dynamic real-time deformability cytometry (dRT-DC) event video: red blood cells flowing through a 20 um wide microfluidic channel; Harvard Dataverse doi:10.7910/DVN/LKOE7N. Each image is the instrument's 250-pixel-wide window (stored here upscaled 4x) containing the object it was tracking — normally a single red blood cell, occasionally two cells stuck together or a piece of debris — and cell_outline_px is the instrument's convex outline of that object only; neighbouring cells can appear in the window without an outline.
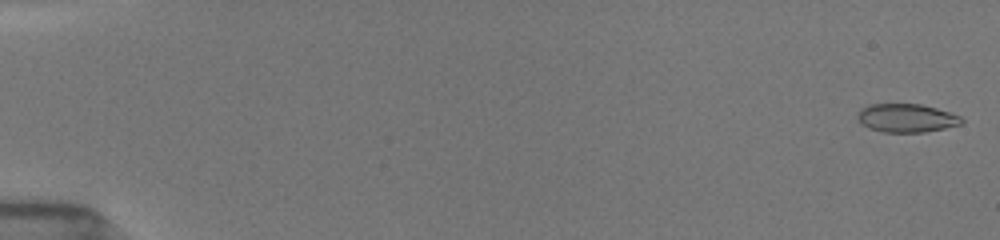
{"species": "common noctule bat (a hibernating species)", "species_latin": "Nyctalus noctula", "temperature_condition": "room temperature", "stored_images_in_passage": 53, "camera_frame_rate_fps": 3000, "um_per_image_px": 0.085, "animal": {"sex": "female", "body_mass_g": 19.5, "forearm_length_mm": 54.1}, "frame": {"image": 1, "passage_image": 1, "time_ms": 0.0, "image_size_px": [1000, 240], "cell_outline_px": [[964, 120], [960, 124], [944, 128], [924, 132], [884, 132], [868, 128], [856, 116], [860, 108], [868, 104], [920, 104], [936, 108], [960, 116]], "centroid_in_image_um": [77.03, 10.02], "position_along_channel_um": 8.0, "area_um2": 17.11}}
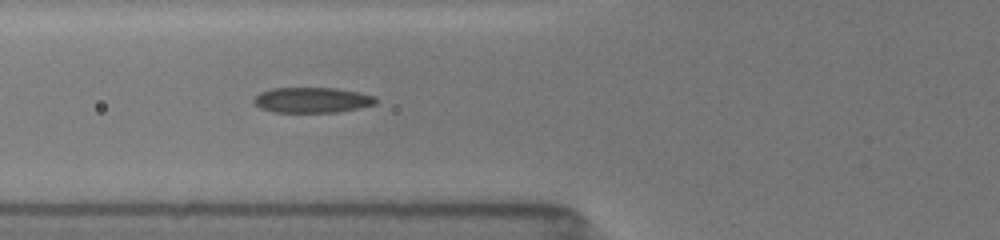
{"frame": {"image": 2, "passage_image": 21, "time_ms": 6.667, "image_size_px": [1000, 240], "cell_outline_px": [[376, 104], [336, 112], [272, 112], [260, 108], [252, 100], [260, 92], [272, 88], [336, 88], [360, 92], [376, 96]], "centroid_in_image_um": [26.52, 8.5], "position_along_channel_um": 99.3, "area_um2": 18.03}}
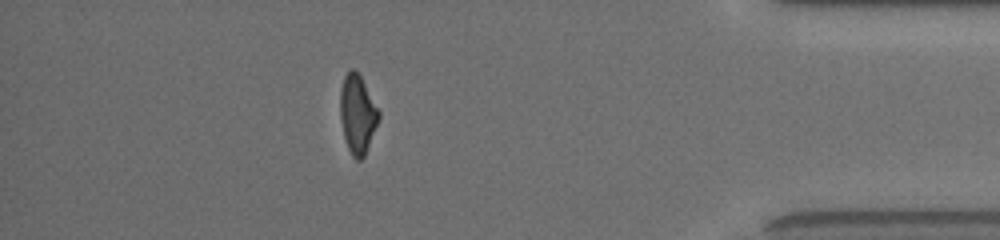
{"frame": {"image": 3, "passage_image": 47, "time_ms": 15.333, "image_size_px": [1000, 240], "cell_outline_px": [[380, 116], [364, 156], [360, 160], [356, 160], [352, 156], [348, 148], [344, 136], [340, 120], [340, 88], [344, 76], [352, 68], [360, 76], [380, 112]], "centroid_in_image_um": [30.37, 9.71], "position_along_channel_um": 404.8, "area_um2": 17.4}, "authors_computed_cell_mechanics": {"area_um2": 17.8602, "velocity_mm_per_s": 3.9356, "shape_relaxation_time_tau1_ms": 4.5659, "shape_relaxation_time_tau2_ms": 1.5242, "deformation_change_tau1": 0.1623, "deformation_change_tau2": 0.0871}}